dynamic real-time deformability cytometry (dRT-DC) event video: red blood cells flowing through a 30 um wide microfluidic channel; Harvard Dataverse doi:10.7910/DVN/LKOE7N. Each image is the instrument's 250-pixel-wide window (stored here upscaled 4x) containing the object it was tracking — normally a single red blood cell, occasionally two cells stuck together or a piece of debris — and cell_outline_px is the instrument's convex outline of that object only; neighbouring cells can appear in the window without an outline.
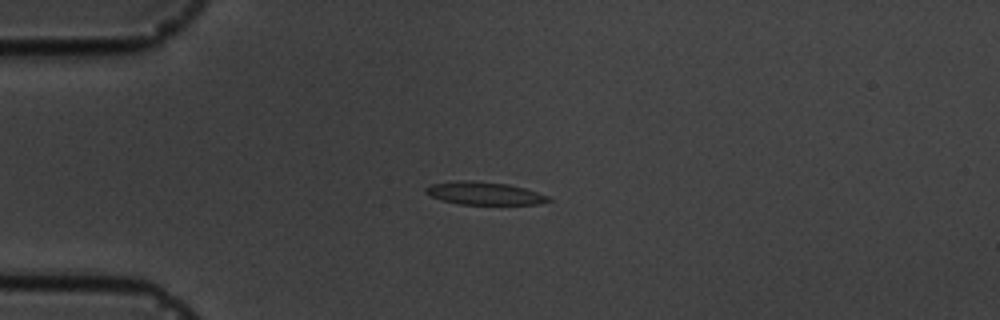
{"species": "common noctule bat (a hibernating species)", "species_latin": "Nyctalus noctula", "temperature_condition": "cold", "stored_images_in_passage": 7, "camera_frame_rate_fps": 3000, "um_per_image_px": 0.085, "animal": {"sex": "male", "body_mass_g": 19.5, "forearm_length_mm": 54.6}, "frame": {"image": 1, "passage_image": 4, "time_ms": 3.333, "image_size_px": [1000, 320], "cell_outline_px": [[552, 200], [540, 204], [460, 204], [440, 200], [424, 192], [424, 188], [432, 184], [456, 180], [472, 180], [508, 184], [524, 188], [552, 196]], "centroid_in_image_um": [41.18, 16.43], "position_along_channel_um": 43.8, "area_um2": 16.47}}
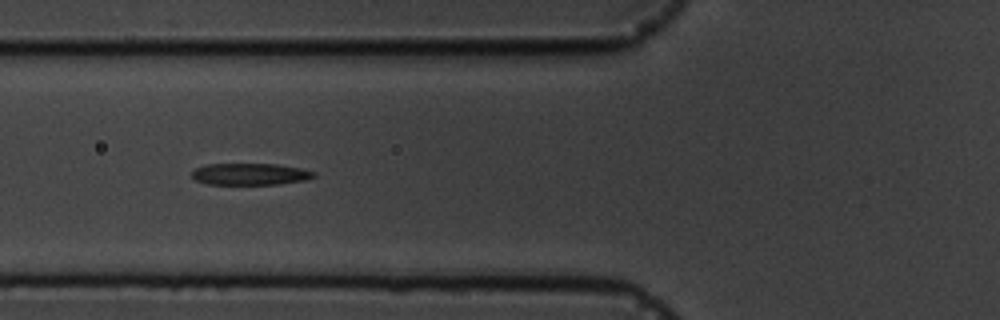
{"frame": {"image": 2, "passage_image": 6, "time_ms": 5.667, "image_size_px": [1000, 320], "cell_outline_px": [[316, 176], [304, 180], [280, 184], [208, 184], [196, 180], [192, 176], [192, 172], [196, 168], [204, 164], [276, 164], [300, 168], [316, 172]], "centroid_in_image_um": [21.27, 14.79], "position_along_channel_um": 104.5, "area_um2": 15.37}}
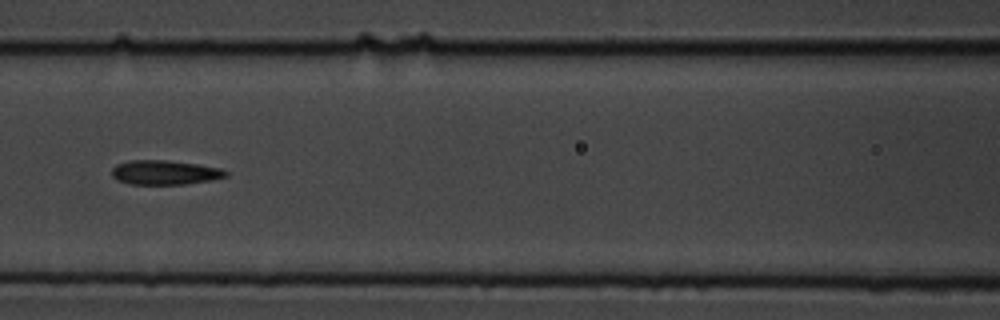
{"frame": {"image": 3, "passage_image": 7, "time_ms": 7.0, "image_size_px": [1000, 320], "cell_outline_px": [[228, 176], [212, 180], [184, 184], [128, 184], [116, 180], [112, 176], [112, 168], [116, 164], [132, 160], [168, 160], [196, 164], [220, 168], [228, 172]], "centroid_in_image_um": [13.99, 14.66], "position_along_channel_um": 152.6, "area_um2": 16.24}}